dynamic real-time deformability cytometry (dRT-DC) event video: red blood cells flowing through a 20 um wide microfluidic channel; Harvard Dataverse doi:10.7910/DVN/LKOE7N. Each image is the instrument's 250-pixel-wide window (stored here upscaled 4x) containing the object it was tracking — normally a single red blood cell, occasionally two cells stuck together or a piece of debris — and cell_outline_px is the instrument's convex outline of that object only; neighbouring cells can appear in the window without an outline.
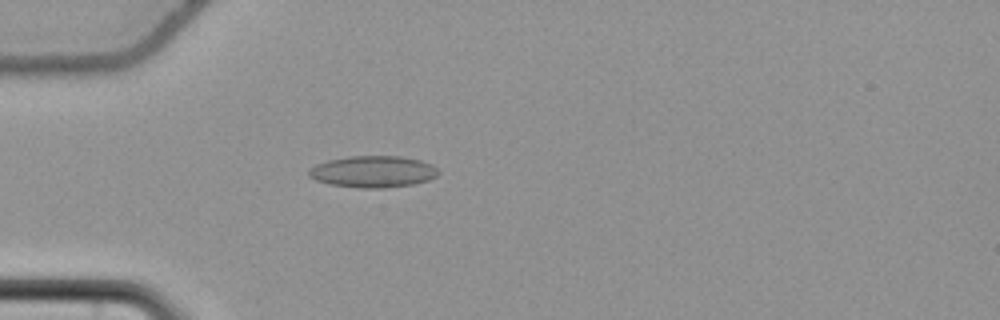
{"species": "common noctule bat (a hibernating species)", "species_latin": "Nyctalus noctula", "temperature_condition": "cold", "stored_images_in_passage": 51, "camera_frame_rate_fps": 3000, "um_per_image_px": 0.085, "animal": {"sex": "female", "body_mass_g": 22.7, "forearm_length_mm": 54.2}, "frame": {"image": 1, "passage_image": 12, "time_ms": 3.667, "image_size_px": [1000, 320], "cell_outline_px": [[440, 172], [436, 176], [428, 180], [412, 184], [384, 188], [360, 188], [328, 184], [316, 180], [308, 176], [308, 168], [316, 164], [328, 160], [348, 156], [400, 156], [420, 160], [432, 164]], "centroid_in_image_um": [31.68, 14.59], "position_along_channel_um": 53.3, "area_um2": 23.99}}
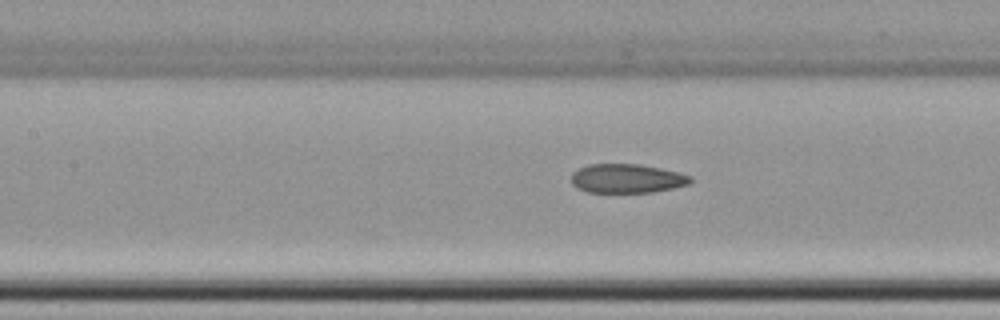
{"frame": {"image": 2, "passage_image": 21, "time_ms": 6.667, "image_size_px": [1000, 320], "cell_outline_px": [[692, 180], [688, 184], [672, 188], [652, 192], [588, 192], [576, 188], [572, 184], [572, 172], [588, 164], [640, 164], [680, 172], [692, 176]], "centroid_in_image_um": [53.29, 15.16], "position_along_channel_um": 154.1, "area_um2": 20.17}}
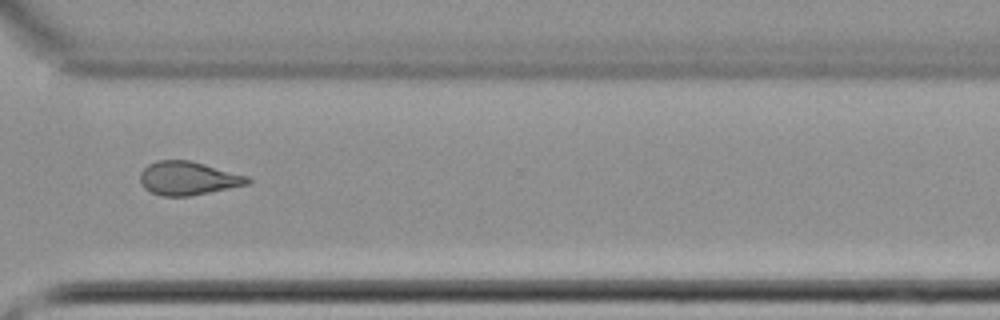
{"frame": {"image": 3, "passage_image": 37, "time_ms": 12.0, "image_size_px": [1000, 320], "cell_outline_px": [[252, 180], [248, 184], [188, 196], [164, 196], [152, 192], [144, 188], [140, 184], [140, 172], [148, 164], [156, 160], [188, 160], [204, 164], [248, 176]], "centroid_in_image_um": [15.95, 15.14], "position_along_channel_um": 354.7, "area_um2": 20.81}, "authors_computed_cell_mechanics": {"area_um2": 21.2704, "velocity_mm_per_s": 3.7575, "shape_relaxation_time_tau1_ms": null, "shape_relaxation_time_tau2_ms": 5.2582, "deformation_change_tau1": null, "deformation_change_tau2": 0.1166}}